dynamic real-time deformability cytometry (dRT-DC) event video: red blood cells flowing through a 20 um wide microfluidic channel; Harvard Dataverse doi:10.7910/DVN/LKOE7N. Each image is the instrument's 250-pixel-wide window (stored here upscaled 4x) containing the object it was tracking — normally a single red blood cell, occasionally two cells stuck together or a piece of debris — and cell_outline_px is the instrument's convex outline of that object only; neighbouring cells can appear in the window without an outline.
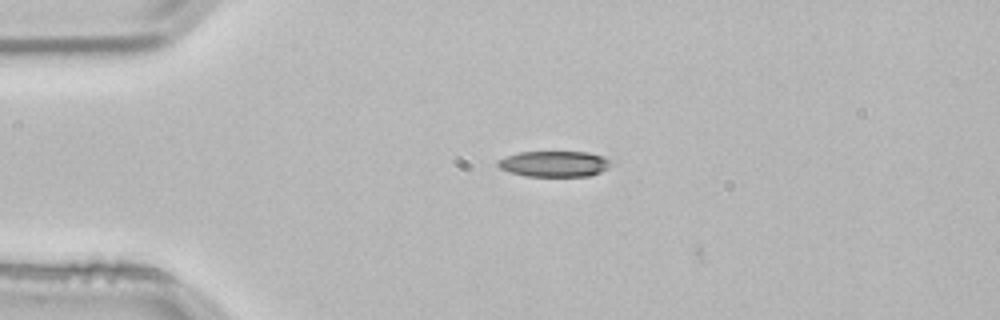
{"species": "common noctule bat (a hibernating species)", "species_latin": "Nyctalus noctula", "temperature_condition": "room temperature", "stored_images_in_passage": 4, "camera_frame_rate_fps": 3000, "um_per_image_px": 0.085, "animal": {"sex": "male", "body_mass_g": 21.5, "forearm_length_mm": 52.0}, "frame": {"image": 1, "passage_image": 3, "time_ms": 0.667, "image_size_px": [1000, 320], "cell_outline_px": [[616, 164], [592, 176], [524, 176], [508, 172], [500, 168], [496, 164], [496, 160], [520, 152], [588, 152], [604, 156], [616, 160]], "centroid_in_image_um": [47.2, 13.93], "position_along_channel_um": 37.8, "area_um2": 17.46}}